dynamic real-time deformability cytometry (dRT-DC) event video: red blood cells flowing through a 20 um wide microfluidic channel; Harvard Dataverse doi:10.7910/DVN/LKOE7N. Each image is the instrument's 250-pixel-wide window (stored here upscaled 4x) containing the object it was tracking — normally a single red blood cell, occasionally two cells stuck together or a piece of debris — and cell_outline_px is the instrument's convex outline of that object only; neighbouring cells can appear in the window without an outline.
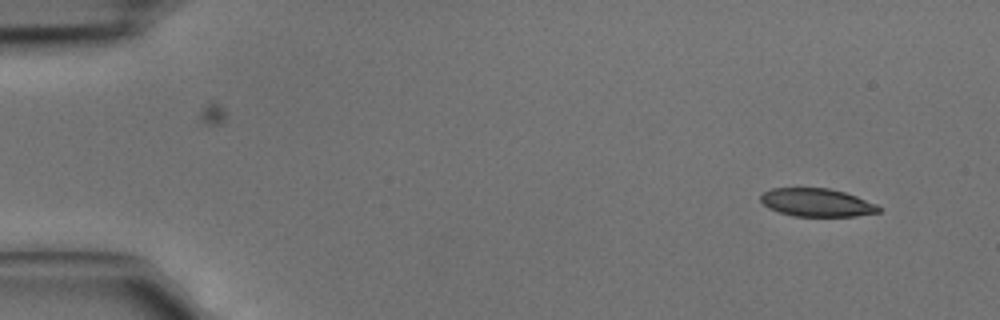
{"species": "common noctule bat (a hibernating species)", "species_latin": "Nyctalus noctula", "temperature_condition": "cold", "stored_images_in_passage": 2, "camera_frame_rate_fps": 3000, "um_per_image_px": 0.085, "animal": {"sex": "male", "body_mass_g": 15.6}, "frame": {"image": 1, "passage_image": 2, "time_ms": 0.333, "image_size_px": [1000, 320], "cell_outline_px": [[880, 212], [856, 216], [792, 216], [768, 208], [760, 200], [760, 196], [764, 192], [772, 188], [828, 188], [844, 192], [856, 196], [876, 204], [880, 208]], "centroid_in_image_um": [69.42, 17.22], "position_along_channel_um": 15.6, "area_um2": 19.25}}